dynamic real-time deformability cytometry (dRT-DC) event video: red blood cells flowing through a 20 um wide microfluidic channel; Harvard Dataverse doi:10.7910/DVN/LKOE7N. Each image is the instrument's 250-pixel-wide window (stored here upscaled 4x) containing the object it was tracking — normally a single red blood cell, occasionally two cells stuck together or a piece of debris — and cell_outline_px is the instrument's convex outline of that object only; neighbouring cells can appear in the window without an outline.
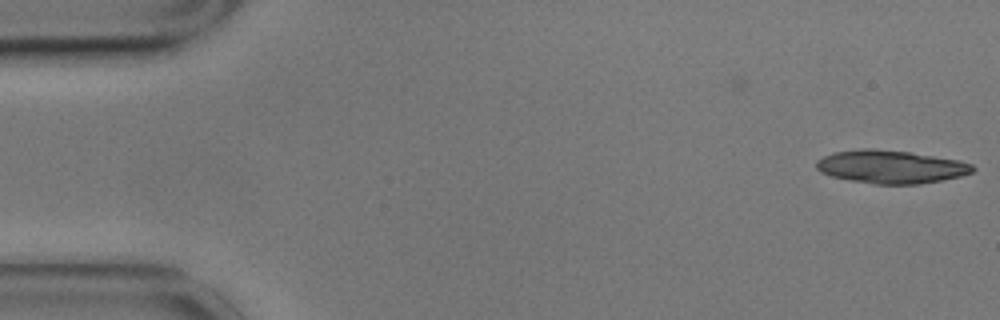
{"species": "common noctule bat (a hibernating species)", "species_latin": "Nyctalus noctula", "temperature_condition": "cold", "stored_images_in_passage": 17, "camera_frame_rate_fps": 3000, "um_per_image_px": 0.085, "animal": {"sex": "male", "body_mass_g": 17.9}, "frame": {"image": 1, "passage_image": 1, "time_ms": 0.0, "image_size_px": [1000, 320], "cell_outline_px": [[976, 168], [972, 172], [960, 176], [920, 184], [872, 184], [832, 176], [820, 172], [816, 168], [816, 160], [824, 156], [836, 152], [864, 148], [872, 148], [908, 152], [960, 160], [972, 164]], "centroid_in_image_um": [75.72, 14.17], "position_along_channel_um": 9.3, "area_um2": 30.0}}